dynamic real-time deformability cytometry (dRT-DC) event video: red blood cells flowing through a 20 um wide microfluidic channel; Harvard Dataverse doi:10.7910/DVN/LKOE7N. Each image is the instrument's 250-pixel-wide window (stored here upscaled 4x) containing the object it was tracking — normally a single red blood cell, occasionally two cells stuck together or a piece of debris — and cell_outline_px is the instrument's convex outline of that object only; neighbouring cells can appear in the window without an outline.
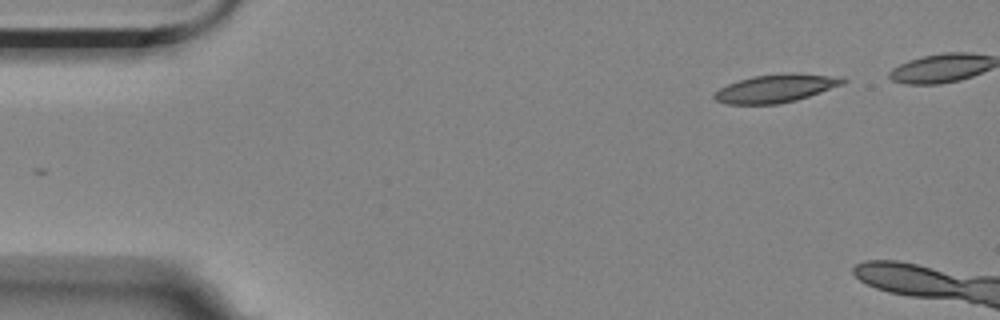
{"species": "Egyptian fruit bat (a non-hibernating species)", "species_latin": "Rousettus aegyptiacus", "temperature_condition": "room temperature", "stored_images_in_passage": 6, "camera_frame_rate_fps": 3000, "um_per_image_px": 0.085, "animal": {"sex": "female"}, "frame": {"image": 1, "passage_image": 1, "time_ms": 0.0, "image_size_px": [1000, 320], "cell_outline_px": [[848, 80], [844, 84], [796, 100], [776, 104], [728, 104], [716, 100], [712, 96], [720, 88], [728, 84], [752, 76], [780, 72], [800, 72], [828, 76]], "centroid_in_image_um": [65.92, 7.49], "position_along_channel_um": 19.1, "area_um2": 20.98}}